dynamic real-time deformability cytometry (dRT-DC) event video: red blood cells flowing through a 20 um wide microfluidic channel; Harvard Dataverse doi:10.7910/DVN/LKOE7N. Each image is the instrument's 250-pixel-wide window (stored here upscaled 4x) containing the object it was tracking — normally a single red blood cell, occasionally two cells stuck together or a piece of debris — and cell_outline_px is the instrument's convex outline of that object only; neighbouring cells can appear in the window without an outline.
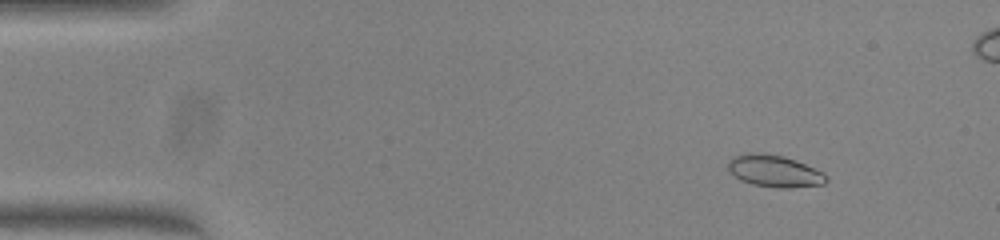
{"species": "common noctule bat (a hibernating species)", "species_latin": "Nyctalus noctula", "temperature_condition": "warm", "stored_images_in_passage": 52, "camera_frame_rate_fps": 3000, "um_per_image_px": 0.085, "animal": {"sex": "female", "body_mass_g": 23.0, "forearm_length_mm": 53.4}, "frame": {"image": 1, "passage_image": 6, "time_ms": 1.667, "image_size_px": [1000, 240], "cell_outline_px": [[828, 180], [824, 184], [788, 188], [780, 188], [752, 184], [740, 180], [728, 168], [728, 160], [732, 156], [740, 152], [760, 152], [784, 156], [796, 160], [824, 172]], "centroid_in_image_um": [65.81, 14.51], "position_along_channel_um": 19.2, "area_um2": 18.5}}
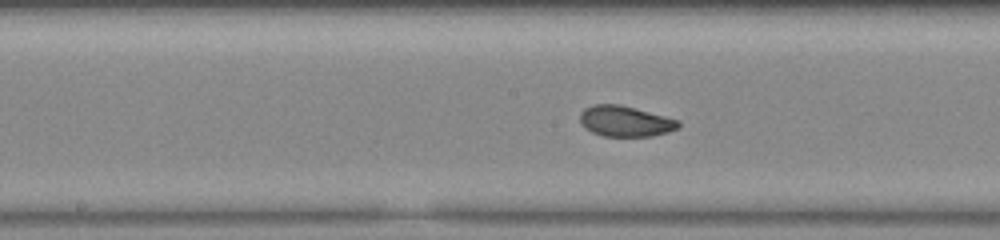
{"frame": {"image": 2, "passage_image": 26, "time_ms": 8.333, "image_size_px": [1000, 240], "cell_outline_px": [[680, 124], [676, 128], [668, 132], [648, 136], [604, 136], [592, 132], [584, 128], [580, 120], [580, 112], [584, 108], [592, 104], [620, 104], [680, 120]], "centroid_in_image_um": [53.11, 10.29], "position_along_channel_um": 195.1, "area_um2": 17.57}}
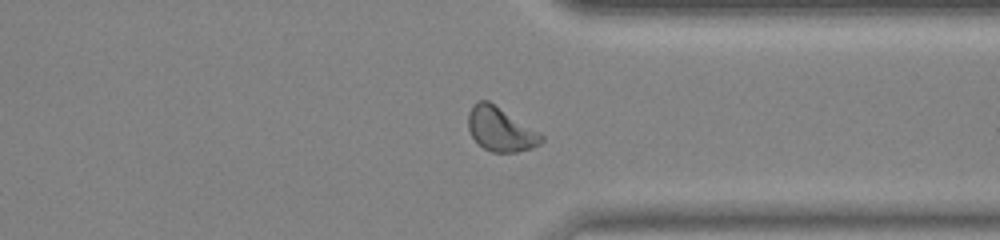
{"frame": {"image": 3, "passage_image": 39, "time_ms": 12.667, "image_size_px": [1000, 240], "cell_outline_px": [[544, 140], [540, 144], [532, 148], [516, 152], [492, 152], [484, 148], [472, 136], [468, 128], [468, 112], [472, 104], [480, 100], [488, 100], [540, 132], [544, 136]], "centroid_in_image_um": [42.55, 10.98], "position_along_channel_um": 368.8, "area_um2": 18.79}, "authors_computed_cell_mechanics": {"area_um2": 18.0047, "velocity_mm_per_s": 4.0481, "shape_relaxation_time_tau1_ms": 3.4906, "shape_relaxation_time_tau2_ms": 1.5114, "deformation_change_tau1": 0.1263, "deformation_change_tau2": 0.0531}}